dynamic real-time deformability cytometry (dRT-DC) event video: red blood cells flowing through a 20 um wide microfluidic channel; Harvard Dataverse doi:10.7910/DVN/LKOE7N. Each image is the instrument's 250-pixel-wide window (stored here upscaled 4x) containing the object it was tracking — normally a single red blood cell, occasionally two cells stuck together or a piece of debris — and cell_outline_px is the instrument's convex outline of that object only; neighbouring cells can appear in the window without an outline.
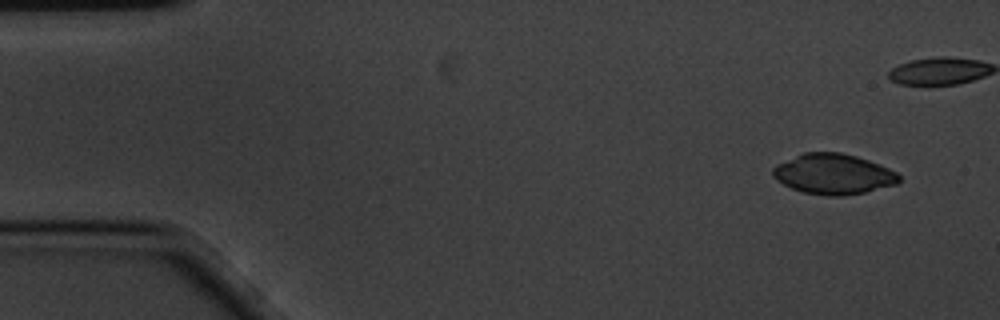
{"species": "common noctule bat (a hibernating species)", "species_latin": "Nyctalus noctula", "temperature_condition": "cold", "stored_images_in_passage": 9, "camera_frame_rate_fps": 3000, "um_per_image_px": 0.085, "animal": {"sex": "male", "body_mass_g": 20.1, "forearm_length_mm": 53.5}, "frame": {"image": 1, "passage_image": 1, "time_ms": 0.0, "image_size_px": [1000, 320], "cell_outline_px": [[900, 180], [896, 184], [864, 192], [840, 196], [828, 196], [804, 192], [792, 188], [776, 180], [772, 176], [772, 168], [776, 164], [804, 152], [840, 152], [856, 156], [868, 160], [888, 168], [896, 172], [900, 176]], "centroid_in_image_um": [70.81, 14.79], "position_along_channel_um": 14.2, "area_um2": 29.54}}